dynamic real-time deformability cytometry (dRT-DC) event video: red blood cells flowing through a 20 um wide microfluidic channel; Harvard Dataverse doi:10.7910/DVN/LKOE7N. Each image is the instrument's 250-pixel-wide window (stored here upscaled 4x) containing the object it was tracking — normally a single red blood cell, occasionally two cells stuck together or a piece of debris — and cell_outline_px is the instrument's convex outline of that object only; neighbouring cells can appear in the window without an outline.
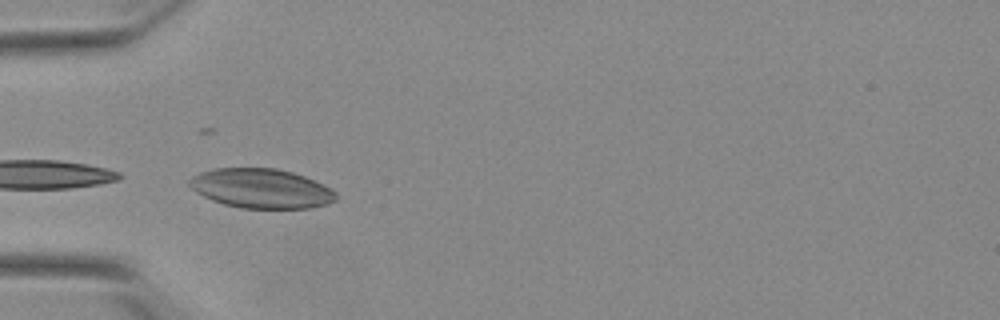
{"species": "Egyptian fruit bat (a non-hibernating species)", "species_latin": "Rousettus aegyptiacus", "temperature_condition": "warm", "stored_images_in_passage": 27, "camera_frame_rate_fps": 3000, "um_per_image_px": 0.085, "animal": {"sex": "female"}, "frame": {"image": 1, "passage_image": 1, "time_ms": 0.0, "image_size_px": [1000, 320], "cell_outline_px": [[336, 200], [328, 204], [312, 208], [240, 208], [224, 204], [212, 200], [196, 192], [188, 184], [188, 180], [192, 176], [200, 172], [212, 168], [276, 168], [292, 172], [304, 176], [336, 192]], "centroid_in_image_um": [22.17, 16.02], "position_along_channel_um": 62.8, "area_um2": 33.64}, "authors_computed_cell_mechanics": {"area_um2": 24.7962, "velocity_mm_per_s": 3.8406, "shape_relaxation_time_tau1_ms": null, "shape_relaxation_time_tau2_ms": 4.4967, "deformation_change_tau1": null, "deformation_change_tau2": 0.0989}}